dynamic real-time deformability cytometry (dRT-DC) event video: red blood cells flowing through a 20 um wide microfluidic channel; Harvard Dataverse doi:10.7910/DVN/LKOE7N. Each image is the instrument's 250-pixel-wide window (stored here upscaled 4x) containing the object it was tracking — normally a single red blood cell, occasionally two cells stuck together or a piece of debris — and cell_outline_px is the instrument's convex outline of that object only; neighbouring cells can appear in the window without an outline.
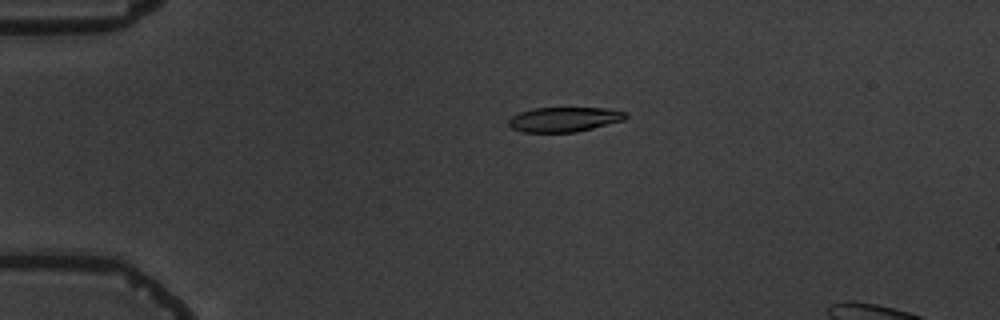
{"species": "common noctule bat (a hibernating species)", "species_latin": "Nyctalus noctula", "temperature_condition": "warm", "stored_images_in_passage": 3, "camera_frame_rate_fps": 3000, "um_per_image_px": 0.085, "animal": {"sex": "male", "body_mass_g": 19.5, "forearm_length_mm": 54.6}, "frame": {"image": 1, "passage_image": 2, "time_ms": 1.0, "image_size_px": [1000, 320], "cell_outline_px": [[628, 116], [624, 120], [576, 132], [524, 132], [512, 128], [508, 124], [508, 120], [512, 116], [520, 112], [532, 108], [604, 108], [628, 112]], "centroid_in_image_um": [47.96, 10.14], "position_along_channel_um": 37.0, "area_um2": 16.82}}